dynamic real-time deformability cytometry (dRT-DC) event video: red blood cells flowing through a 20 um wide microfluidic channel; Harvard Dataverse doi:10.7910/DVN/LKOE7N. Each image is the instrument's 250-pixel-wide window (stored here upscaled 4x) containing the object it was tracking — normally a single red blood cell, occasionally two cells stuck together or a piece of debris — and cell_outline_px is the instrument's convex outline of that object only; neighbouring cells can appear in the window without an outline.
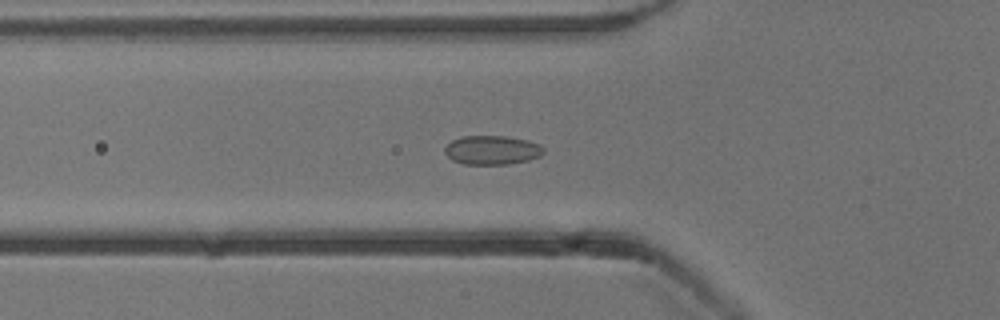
{"species": "common noctule bat (a hibernating species)", "species_latin": "Nyctalus noctula", "temperature_condition": "cold", "stored_images_in_passage": 49, "camera_frame_rate_fps": 3000, "um_per_image_px": 0.085, "animal": {"sex": "male", "body_mass_g": 13.3}, "frame": {"image": 1, "passage_image": 14, "time_ms": 4.333, "image_size_px": [1000, 320], "cell_outline_px": [[544, 152], [540, 156], [528, 160], [508, 164], [464, 164], [452, 160], [444, 152], [444, 148], [452, 140], [460, 136], [504, 136], [528, 140], [540, 144], [544, 148]], "centroid_in_image_um": [41.82, 12.75], "position_along_channel_um": 84.0, "area_um2": 16.76}}
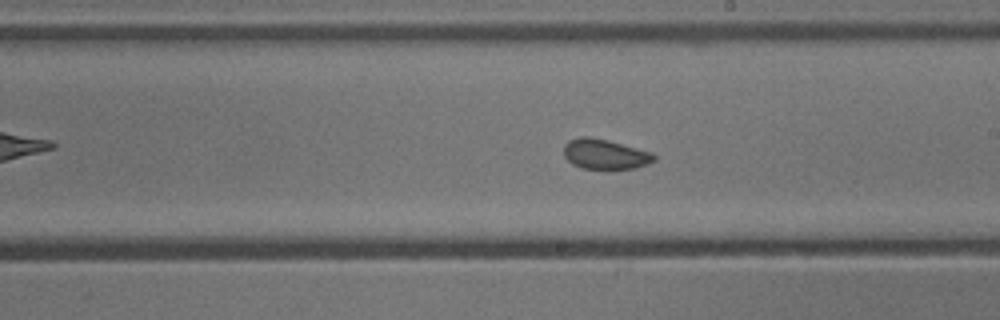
{"frame": {"image": 2, "passage_image": 26, "time_ms": 8.333, "image_size_px": [1000, 320], "cell_outline_px": [[656, 160], [648, 164], [636, 168], [608, 172], [580, 168], [572, 164], [564, 156], [564, 144], [568, 140], [580, 136], [588, 136], [608, 140], [652, 152], [656, 156]], "centroid_in_image_um": [51.43, 13.15], "position_along_channel_um": 237.6, "area_um2": 16.65}}
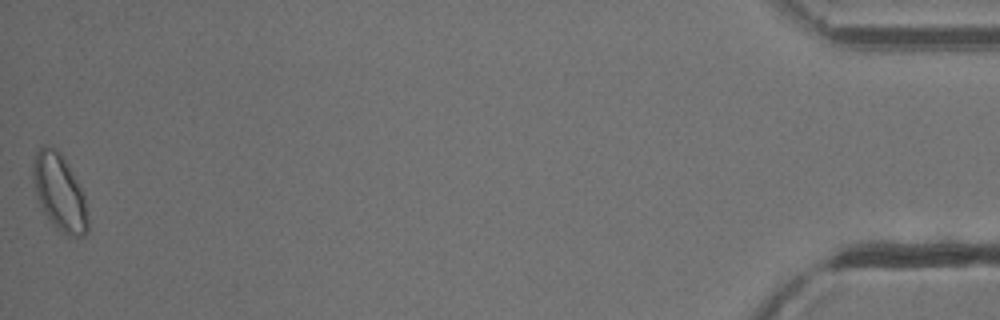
{"frame": {"image": 3, "passage_image": 49, "time_ms": 16.0, "image_size_px": [1000, 320], "cell_outline_px": [[88, 232], [84, 236], [68, 236], [48, 216], [36, 196], [32, 180], [32, 164], [36, 152], [44, 144], [56, 148], [64, 156], [84, 192], [88, 220]], "centroid_in_image_um": [5.07, 16.28], "position_along_channel_um": 430.1, "area_um2": 24.33}, "authors_computed_cell_mechanics": {"area_um2": 16.762, "velocity_mm_per_s": 3.8146, "shape_relaxation_time_tau1_ms": 3.4558, "shape_relaxation_time_tau2_ms": null, "deformation_change_tau1": 0.0508, "deformation_change_tau2": null}}